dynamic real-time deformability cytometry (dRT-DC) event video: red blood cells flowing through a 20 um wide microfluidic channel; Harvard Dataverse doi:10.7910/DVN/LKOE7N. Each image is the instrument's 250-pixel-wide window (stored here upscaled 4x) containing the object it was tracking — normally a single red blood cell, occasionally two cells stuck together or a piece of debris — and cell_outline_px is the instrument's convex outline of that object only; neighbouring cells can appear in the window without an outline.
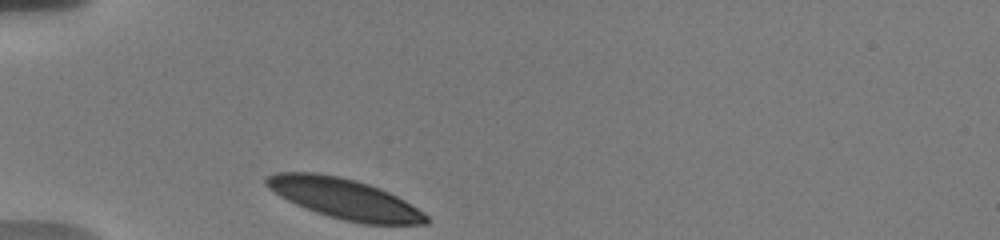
{"species": "human", "species_latin": "Homo sapiens", "temperature_condition": "warm", "stored_images_in_passage": 4, "camera_frame_rate_fps": 3000, "um_per_image_px": 0.085, "donor": {"sex": "male"}, "frame": {"image": 1, "passage_image": 1, "time_ms": 0.0, "image_size_px": [1000, 240], "cell_outline_px": [[428, 224], [364, 224], [344, 220], [328, 216], [316, 212], [296, 204], [280, 196], [268, 188], [264, 184], [264, 176], [276, 172], [316, 172], [340, 176], [356, 180], [380, 188], [404, 200], [424, 212], [428, 216]], "centroid_in_image_um": [29.24, 16.87], "position_along_channel_um": 55.8, "area_um2": 37.57}}